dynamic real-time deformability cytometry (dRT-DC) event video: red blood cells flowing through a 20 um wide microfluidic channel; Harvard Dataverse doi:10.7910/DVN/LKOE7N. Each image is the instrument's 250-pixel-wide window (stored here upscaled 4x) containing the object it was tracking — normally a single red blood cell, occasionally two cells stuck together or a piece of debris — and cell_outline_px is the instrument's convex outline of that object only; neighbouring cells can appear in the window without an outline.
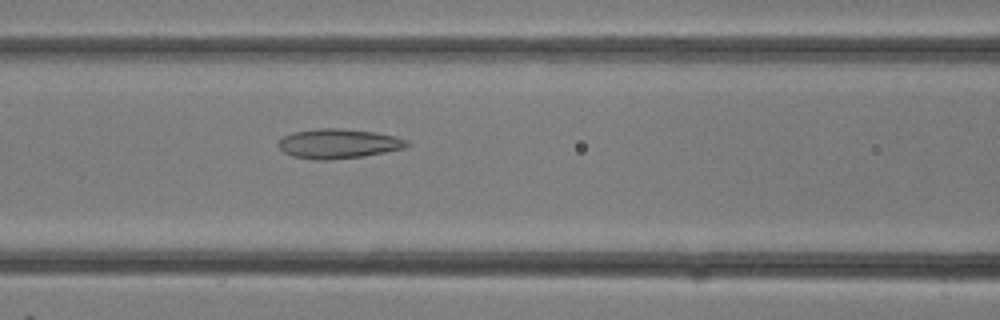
{"species": "common noctule bat (a hibernating species)", "species_latin": "Nyctalus noctula", "temperature_condition": "room temperature", "stored_images_in_passage": 31, "camera_frame_rate_fps": 3000, "um_per_image_px": 0.085, "animal": {"sex": "female"}, "frame": {"image": 1, "passage_image": 13, "time_ms": 4.0, "image_size_px": [1000, 320], "cell_outline_px": [[412, 144], [404, 148], [364, 156], [328, 160], [312, 160], [292, 156], [284, 152], [276, 144], [284, 136], [292, 132], [316, 128], [344, 128], [376, 132], [396, 136], [408, 140]], "centroid_in_image_um": [28.77, 12.2], "position_along_channel_um": 137.8, "area_um2": 22.48}}
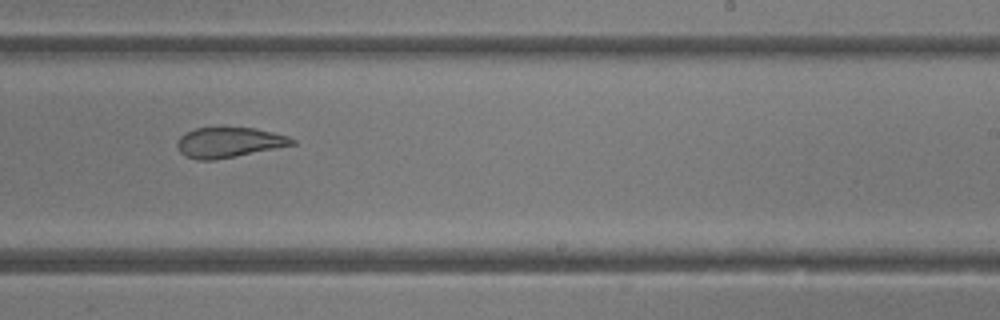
{"frame": {"image": 2, "passage_image": 19, "time_ms": 6.0, "image_size_px": [1000, 320], "cell_outline_px": [[296, 144], [216, 160], [196, 160], [184, 156], [180, 152], [176, 144], [180, 136], [196, 128], [220, 124], [256, 128], [288, 136], [296, 140]], "centroid_in_image_um": [19.44, 12.06], "position_along_channel_um": 269.6, "area_um2": 20.98}}
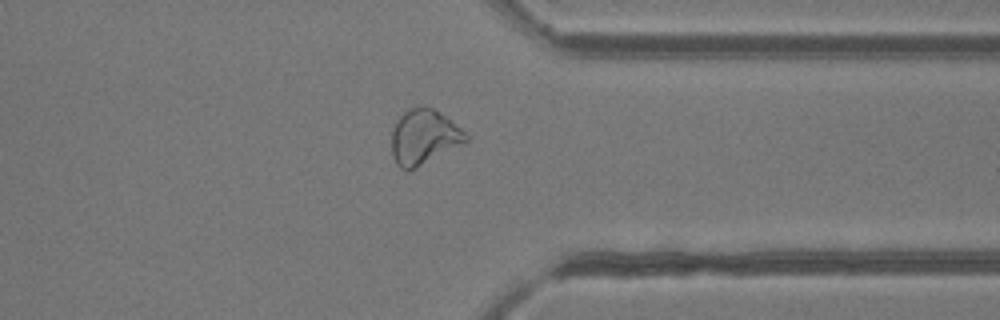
{"frame": {"image": 3, "passage_image": 24, "time_ms": 7.667, "image_size_px": [1000, 320], "cell_outline_px": [[468, 140], [464, 144], [408, 172], [400, 168], [396, 164], [392, 156], [392, 128], [396, 120], [408, 108], [432, 108], [444, 116], [460, 128], [468, 136]], "centroid_in_image_um": [36.0, 11.69], "position_along_channel_um": 375.4, "area_um2": 23.64}}